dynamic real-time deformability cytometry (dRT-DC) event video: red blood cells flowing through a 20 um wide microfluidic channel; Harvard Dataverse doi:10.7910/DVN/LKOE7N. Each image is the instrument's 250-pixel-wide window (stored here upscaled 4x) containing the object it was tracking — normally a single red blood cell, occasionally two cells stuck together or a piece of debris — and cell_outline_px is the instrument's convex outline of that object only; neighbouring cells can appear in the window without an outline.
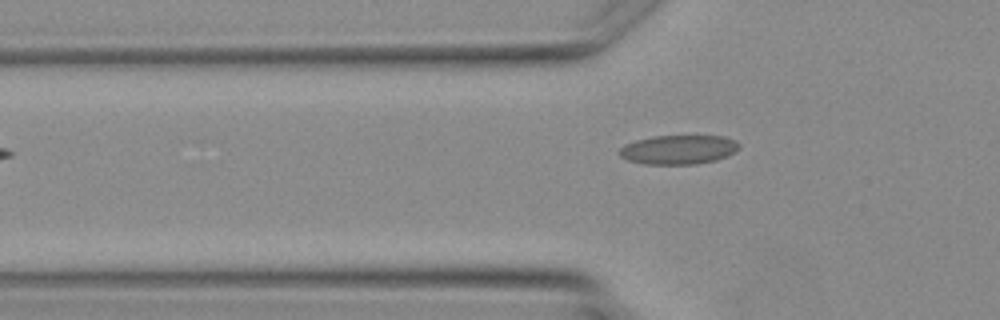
{"species": "Egyptian fruit bat (a non-hibernating species)", "species_latin": "Rousettus aegyptiacus", "temperature_condition": "warm", "stored_images_in_passage": 2, "camera_frame_rate_fps": 3000, "um_per_image_px": 0.085, "animal": {"sex": "female"}, "frame": {"image": 1, "passage_image": 2, "time_ms": 2.0, "image_size_px": [1000, 320], "cell_outline_px": [[740, 148], [728, 156], [716, 160], [696, 164], [644, 164], [628, 160], [620, 156], [616, 152], [624, 144], [636, 140], [652, 136], [720, 136], [736, 140], [740, 144]], "centroid_in_image_um": [57.66, 12.72], "position_along_channel_um": 68.1, "area_um2": 20.52}}